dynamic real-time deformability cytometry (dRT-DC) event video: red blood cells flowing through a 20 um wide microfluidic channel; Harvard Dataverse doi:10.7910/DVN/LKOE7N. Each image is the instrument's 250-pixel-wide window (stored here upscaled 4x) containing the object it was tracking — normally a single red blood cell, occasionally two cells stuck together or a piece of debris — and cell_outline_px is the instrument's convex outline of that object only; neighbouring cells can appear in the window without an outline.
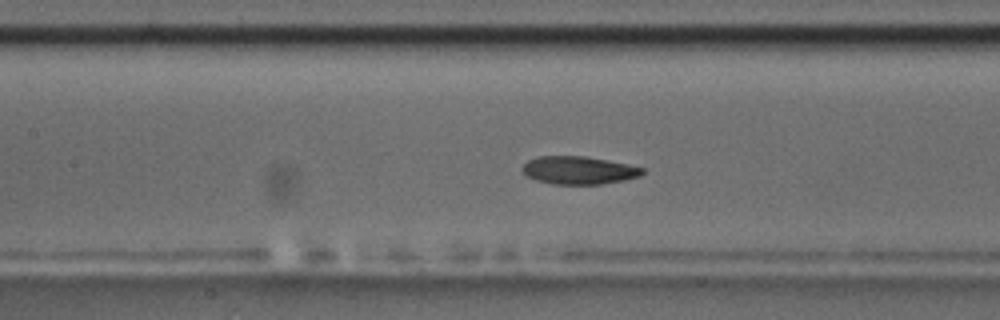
{"species": "common noctule bat (a hibernating species)", "species_latin": "Nyctalus noctula", "temperature_condition": "room temperature", "stored_images_in_passage": 53, "camera_frame_rate_fps": 3000, "um_per_image_px": 0.085, "animal": {"sex": "male", "body_mass_g": 17.5, "forearm_length_mm": 52.3}, "frame": {"image": 1, "passage_image": 23, "time_ms": 7.333, "image_size_px": [1000, 320], "cell_outline_px": [[644, 172], [640, 176], [624, 180], [600, 184], [552, 184], [536, 180], [524, 176], [520, 168], [528, 160], [536, 156], [584, 156], [628, 164], [644, 168]], "centroid_in_image_um": [49.14, 14.47], "position_along_channel_um": 158.3, "area_um2": 19.65}, "authors_computed_cell_mechanics": {"area_um2": 19.9988, "velocity_mm_per_s": 3.6725, "shape_relaxation_time_tau1_ms": 5.0721, "shape_relaxation_time_tau2_ms": 3.8367, "deformation_change_tau1": 0.1277, "deformation_change_tau2": 0.0926}}